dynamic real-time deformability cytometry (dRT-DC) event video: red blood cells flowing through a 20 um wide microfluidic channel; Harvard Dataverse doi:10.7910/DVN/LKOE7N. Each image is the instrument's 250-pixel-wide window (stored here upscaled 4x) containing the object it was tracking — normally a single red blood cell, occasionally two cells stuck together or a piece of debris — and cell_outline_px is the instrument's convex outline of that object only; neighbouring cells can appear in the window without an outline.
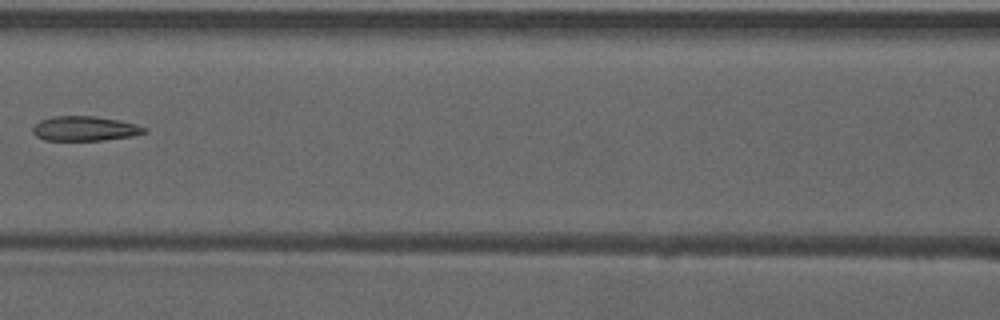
{"species": "common noctule bat (a hibernating species)", "species_latin": "Nyctalus noctula", "temperature_condition": "warm", "stored_images_in_passage": 7, "camera_frame_rate_fps": 3000, "um_per_image_px": 0.085, "animal": {"sex": "male", "forearm_length_mm": 52.5}, "frame": {"image": 1, "passage_image": 7, "time_ms": 2.0, "image_size_px": [1000, 320], "cell_outline_px": [[148, 132], [132, 136], [100, 140], [44, 140], [36, 136], [32, 132], [32, 128], [40, 120], [52, 116], [96, 116], [120, 120], [136, 124], [148, 128]], "centroid_in_image_um": [7.22, 10.92], "position_along_channel_um": 159.4, "area_um2": 16.13}}